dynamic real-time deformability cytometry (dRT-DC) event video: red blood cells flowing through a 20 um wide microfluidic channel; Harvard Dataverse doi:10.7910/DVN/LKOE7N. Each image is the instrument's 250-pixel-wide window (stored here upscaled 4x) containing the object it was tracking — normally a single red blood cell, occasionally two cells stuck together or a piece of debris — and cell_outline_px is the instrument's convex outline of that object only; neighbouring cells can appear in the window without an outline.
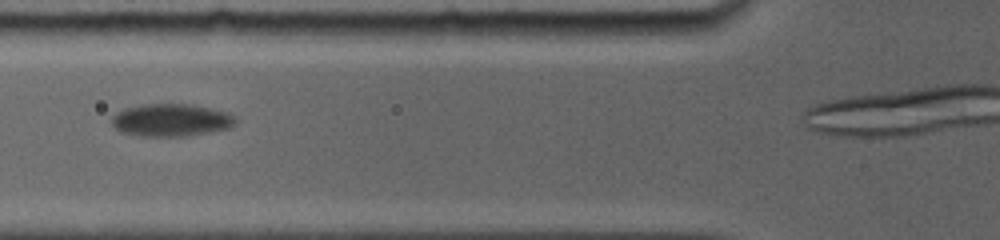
{"species": "common noctule bat (a hibernating species)", "species_latin": "Nyctalus noctula", "temperature_condition": "room temperature", "stored_images_in_passage": 8, "camera_frame_rate_fps": 5000, "um_per_image_px": 0.085, "animal": {"sex": "female", "body_mass_g": 19.0, "forearm_length_mm": 56.7}, "frame": {"image": 1, "passage_image": 3, "time_ms": 2.4, "image_size_px": [1000, 240], "cell_outline_px": [[236, 124], [228, 128], [208, 132], [184, 136], [136, 136], [120, 132], [112, 124], [112, 116], [116, 112], [124, 108], [140, 104], [192, 104], [224, 112], [232, 116], [236, 120]], "centroid_in_image_um": [14.47, 10.21], "position_along_channel_um": 111.3, "area_um2": 23.41}}
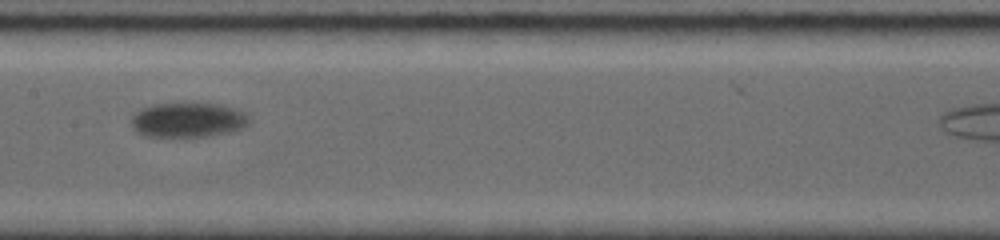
{"frame": {"image": 2, "passage_image": 5, "time_ms": 4.6, "image_size_px": [1000, 240], "cell_outline_px": [[248, 124], [244, 128], [228, 132], [204, 136], [144, 136], [136, 132], [132, 128], [132, 116], [140, 108], [156, 104], [216, 104], [248, 112]], "centroid_in_image_um": [15.96, 10.2], "position_along_channel_um": 191.4, "area_um2": 23.58}}
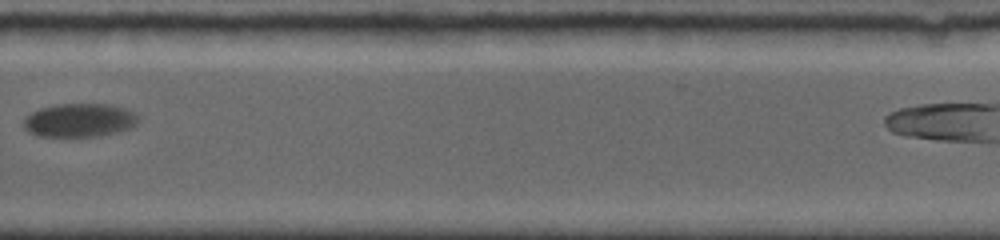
{"frame": {"image": 3, "passage_image": 8, "time_ms": 8.2, "image_size_px": [1000, 240], "cell_outline_px": [[140, 120], [132, 128], [120, 132], [100, 136], [40, 136], [28, 132], [24, 128], [24, 120], [32, 112], [40, 108], [56, 104], [112, 104], [128, 108], [136, 112]], "centroid_in_image_um": [6.84, 10.21], "position_along_channel_um": 323.0, "area_um2": 22.77}}